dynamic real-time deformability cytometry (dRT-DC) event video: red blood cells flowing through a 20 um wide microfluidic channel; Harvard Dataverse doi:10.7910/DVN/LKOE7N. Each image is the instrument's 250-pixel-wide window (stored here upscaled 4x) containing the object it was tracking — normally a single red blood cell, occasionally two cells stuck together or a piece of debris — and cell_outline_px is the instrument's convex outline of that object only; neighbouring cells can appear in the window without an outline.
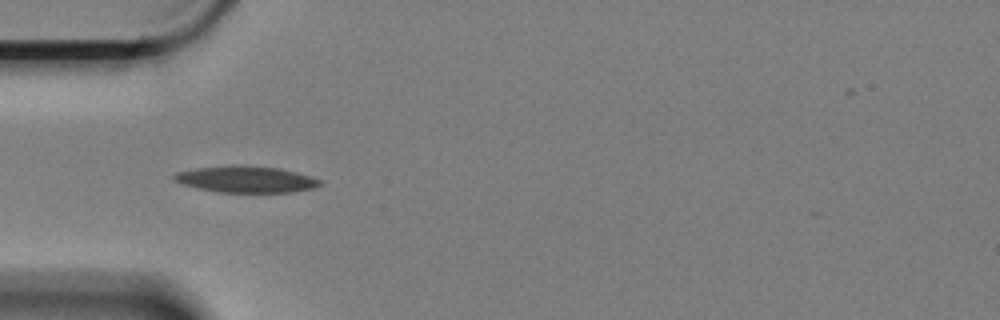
{"species": "Egyptian fruit bat (a non-hibernating species)", "species_latin": "Rousettus aegyptiacus", "temperature_condition": "cold", "stored_images_in_passage": 8, "camera_frame_rate_fps": 3000, "um_per_image_px": 0.085, "animal": {"sex": "female"}, "frame": {"image": 1, "passage_image": 4, "time_ms": 1.0, "image_size_px": [1000, 320], "cell_outline_px": [[320, 184], [312, 188], [292, 192], [220, 192], [180, 184], [172, 180], [172, 176], [176, 172], [196, 168], [232, 164], [240, 164], [280, 168], [312, 176], [320, 180]], "centroid_in_image_um": [20.86, 15.22], "position_along_channel_um": 64.1, "area_um2": 22.66}}
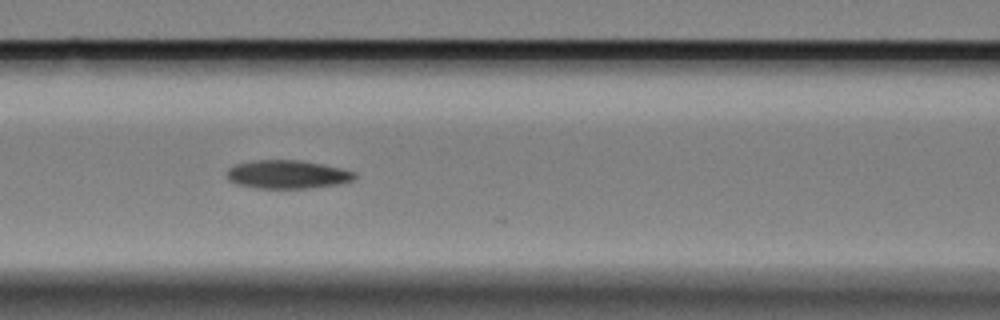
{"frame": {"image": 2, "passage_image": 6, "time_ms": 1.667, "image_size_px": [1000, 320], "cell_outline_px": [[356, 176], [352, 180], [340, 184], [308, 188], [256, 188], [236, 184], [228, 180], [228, 168], [236, 164], [252, 160], [296, 160], [320, 164], [340, 168], [356, 172]], "centroid_in_image_um": [24.41, 14.83], "position_along_channel_um": 142.2, "area_um2": 21.04}}
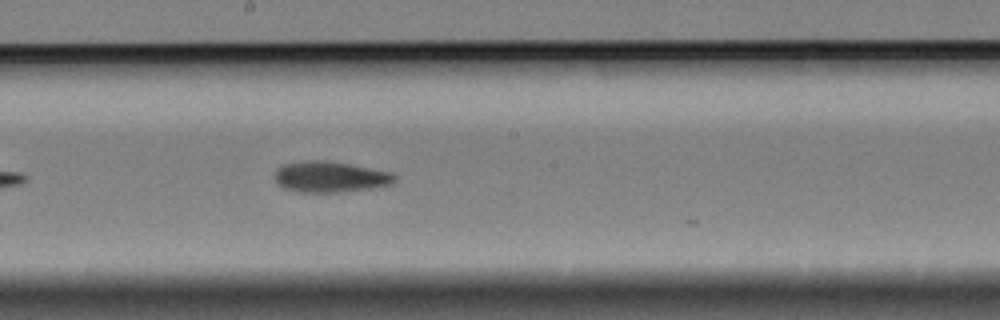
{"frame": {"image": 3, "passage_image": 8, "time_ms": 2.333, "image_size_px": [1000, 320], "cell_outline_px": [[396, 180], [392, 184], [380, 188], [340, 192], [296, 192], [284, 188], [276, 180], [276, 168], [280, 164], [300, 160], [328, 160], [392, 172], [396, 176]], "centroid_in_image_um": [28.09, 15.03], "position_along_channel_um": 220.1, "area_um2": 22.08}}